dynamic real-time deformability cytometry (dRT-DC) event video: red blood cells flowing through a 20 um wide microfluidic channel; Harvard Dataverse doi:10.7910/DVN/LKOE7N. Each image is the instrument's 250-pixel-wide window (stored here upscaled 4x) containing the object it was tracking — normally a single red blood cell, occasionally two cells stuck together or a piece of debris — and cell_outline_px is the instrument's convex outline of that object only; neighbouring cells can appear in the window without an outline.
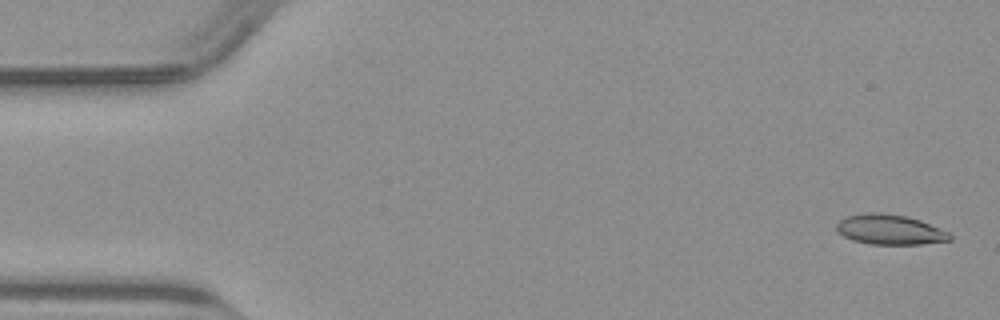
{"species": "common noctule bat (a hibernating species)", "species_latin": "Nyctalus noctula", "temperature_condition": "warm", "stored_images_in_passage": 50, "camera_frame_rate_fps": 3000, "um_per_image_px": 0.085, "animal": {"sex": "male", "body_mass_g": 23.1, "forearm_length_mm": 52.7}, "frame": {"image": 1, "passage_image": 2, "time_ms": 0.333, "image_size_px": [1000, 320], "cell_outline_px": [[952, 240], [920, 244], [868, 244], [852, 240], [844, 236], [836, 228], [836, 224], [840, 220], [848, 216], [868, 212], [880, 212], [908, 216], [920, 220], [948, 232], [952, 236]], "centroid_in_image_um": [75.64, 19.51], "position_along_channel_um": 9.4, "area_um2": 19.77}}
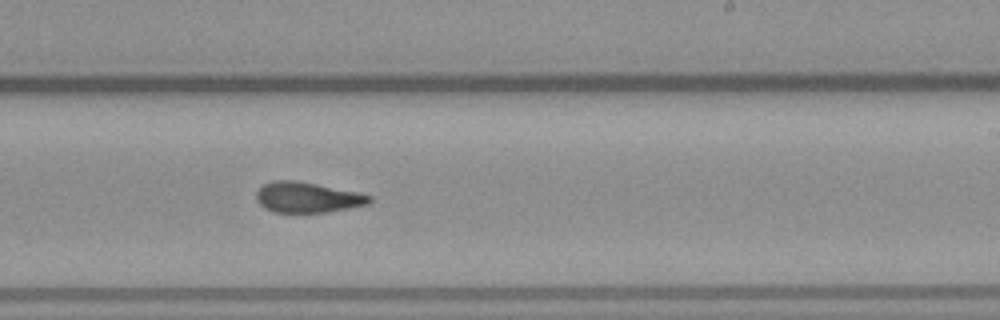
{"frame": {"image": 2, "passage_image": 30, "time_ms": 9.667, "image_size_px": [1000, 320], "cell_outline_px": [[372, 200], [368, 204], [328, 212], [272, 212], [264, 208], [256, 200], [256, 192], [264, 184], [272, 180], [296, 180], [360, 192], [372, 196]], "centroid_in_image_um": [26.13, 16.77], "position_along_channel_um": 262.9, "area_um2": 20.23}}
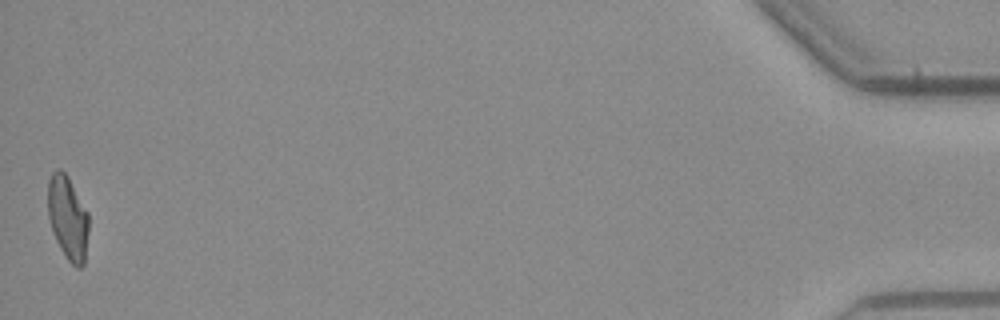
{"frame": {"image": 3, "passage_image": 50, "time_ms": 16.333, "image_size_px": [1000, 320], "cell_outline_px": [[88, 232], [84, 264], [80, 268], [76, 268], [68, 260], [60, 248], [52, 232], [48, 216], [48, 180], [52, 172], [56, 168], [60, 168], [68, 176], [88, 212]], "centroid_in_image_um": [5.75, 18.5], "position_along_channel_um": 429.4, "area_um2": 20.06}}